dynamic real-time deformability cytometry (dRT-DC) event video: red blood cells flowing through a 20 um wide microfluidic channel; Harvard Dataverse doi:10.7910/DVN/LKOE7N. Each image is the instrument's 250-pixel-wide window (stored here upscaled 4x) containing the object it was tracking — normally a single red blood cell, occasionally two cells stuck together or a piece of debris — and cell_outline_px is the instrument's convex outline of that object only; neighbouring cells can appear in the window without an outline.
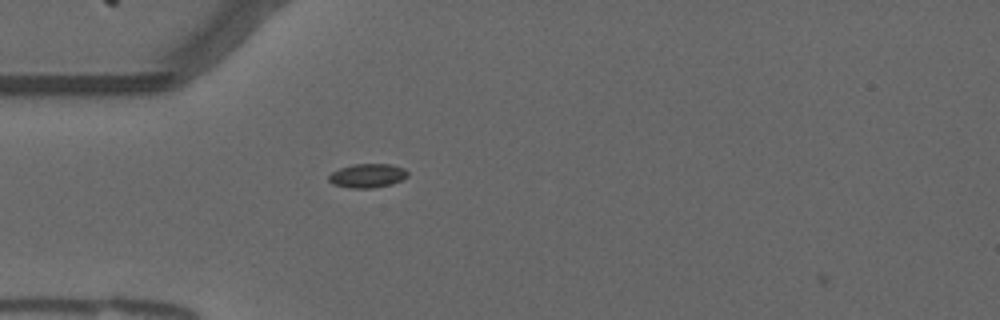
{"species": "common noctule bat (a hibernating species)", "species_latin": "Nyctalus noctula", "temperature_condition": "warm", "stored_images_in_passage": 2, "camera_frame_rate_fps": 3000, "um_per_image_px": 0.085, "animal": {"sex": "male", "forearm_length_mm": 52.5}, "frame": {"image": 1, "passage_image": 1, "time_ms": 0.0, "image_size_px": [1000, 320], "cell_outline_px": [[408, 176], [392, 184], [372, 188], [348, 188], [332, 184], [328, 180], [328, 176], [332, 172], [340, 168], [352, 164], [392, 164], [404, 168], [408, 172]], "centroid_in_image_um": [31.22, 14.93], "position_along_channel_um": 53.8, "area_um2": 11.1}}